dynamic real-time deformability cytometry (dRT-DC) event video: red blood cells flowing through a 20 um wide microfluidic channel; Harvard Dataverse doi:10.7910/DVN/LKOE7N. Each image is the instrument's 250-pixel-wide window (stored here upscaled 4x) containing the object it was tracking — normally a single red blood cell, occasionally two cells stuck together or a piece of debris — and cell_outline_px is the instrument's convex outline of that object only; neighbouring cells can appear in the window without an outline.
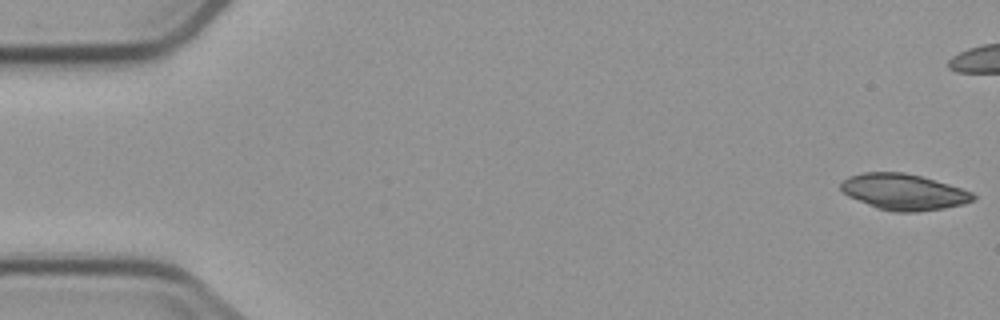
{"species": "common noctule bat (a hibernating species)", "species_latin": "Nyctalus noctula", "temperature_condition": "cold", "stored_images_in_passage": 7, "camera_frame_rate_fps": 3000, "um_per_image_px": 0.085, "animal": {"sex": "male", "body_mass_g": 23.1, "forearm_length_mm": 52.7}, "frame": {"image": 1, "passage_image": 1, "time_ms": 0.0, "image_size_px": [1000, 320], "cell_outline_px": [[976, 200], [964, 204], [944, 208], [916, 212], [892, 212], [876, 208], [848, 196], [840, 188], [840, 184], [848, 176], [864, 172], [904, 172], [920, 176], [948, 184], [972, 192], [976, 196]], "centroid_in_image_um": [76.81, 16.32], "position_along_channel_um": 8.2, "area_um2": 27.8}}